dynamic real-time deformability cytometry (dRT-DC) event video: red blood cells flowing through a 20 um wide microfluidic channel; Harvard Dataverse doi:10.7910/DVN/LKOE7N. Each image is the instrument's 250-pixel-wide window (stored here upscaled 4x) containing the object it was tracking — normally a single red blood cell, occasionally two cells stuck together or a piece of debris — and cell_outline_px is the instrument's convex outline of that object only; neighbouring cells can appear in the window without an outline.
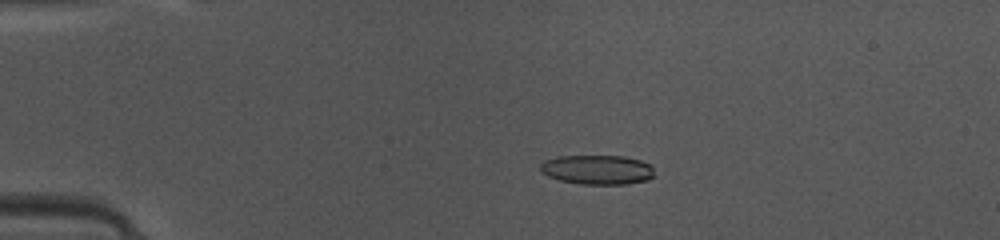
{"species": "common noctule bat (a hibernating species)", "species_latin": "Nyctalus noctula", "temperature_condition": "warm", "stored_images_in_passage": 49, "camera_frame_rate_fps": 3000, "um_per_image_px": 0.085, "animal": {"sex": "female", "body_mass_g": 10.0, "forearm_length_mm": 53.1}, "frame": {"image": 1, "passage_image": 11, "time_ms": 3.333, "image_size_px": [1000, 240], "cell_outline_px": [[656, 176], [648, 180], [628, 184], [580, 184], [560, 180], [548, 176], [540, 172], [540, 164], [544, 160], [556, 156], [624, 156], [640, 160], [652, 164]], "centroid_in_image_um": [50.8, 14.42], "position_along_channel_um": 34.2, "area_um2": 19.94}}
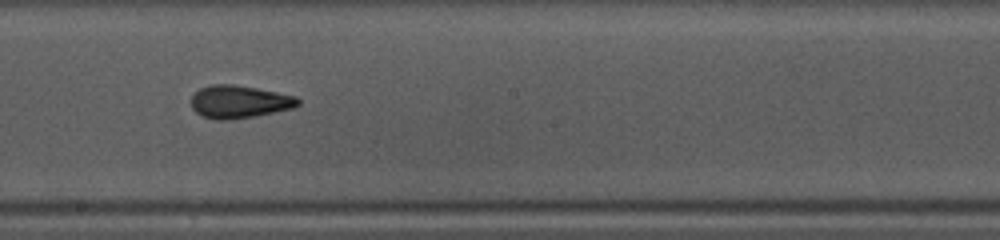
{"frame": {"image": 2, "passage_image": 28, "time_ms": 9.0, "image_size_px": [1000, 240], "cell_outline_px": [[300, 104], [292, 108], [252, 116], [228, 120], [216, 120], [200, 116], [192, 108], [192, 96], [200, 88], [212, 84], [232, 84], [256, 88], [296, 96], [300, 100]], "centroid_in_image_um": [20.31, 8.65], "position_along_channel_um": 227.9, "area_um2": 20.23}}
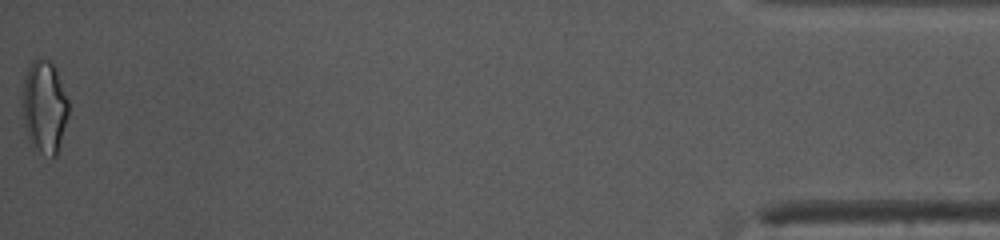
{"frame": {"image": 3, "passage_image": 49, "time_ms": 16.0, "image_size_px": [1000, 240], "cell_outline_px": [[68, 116], [56, 156], [52, 156], [32, 148], [24, 128], [20, 104], [24, 80], [28, 68], [32, 60], [36, 56], [40, 56], [52, 60], [56, 68], [68, 100]], "centroid_in_image_um": [3.73, 9.02], "position_along_channel_um": 431.5, "area_um2": 25.49}, "authors_computed_cell_mechanics": {"area_um2": 19.8832, "velocity_mm_per_s": 4.162, "shape_relaxation_time_tau1_ms": 2.7068, "shape_relaxation_time_tau2_ms": 1.3557, "deformation_change_tau1": 0.1458, "deformation_change_tau2": 0.0949}}